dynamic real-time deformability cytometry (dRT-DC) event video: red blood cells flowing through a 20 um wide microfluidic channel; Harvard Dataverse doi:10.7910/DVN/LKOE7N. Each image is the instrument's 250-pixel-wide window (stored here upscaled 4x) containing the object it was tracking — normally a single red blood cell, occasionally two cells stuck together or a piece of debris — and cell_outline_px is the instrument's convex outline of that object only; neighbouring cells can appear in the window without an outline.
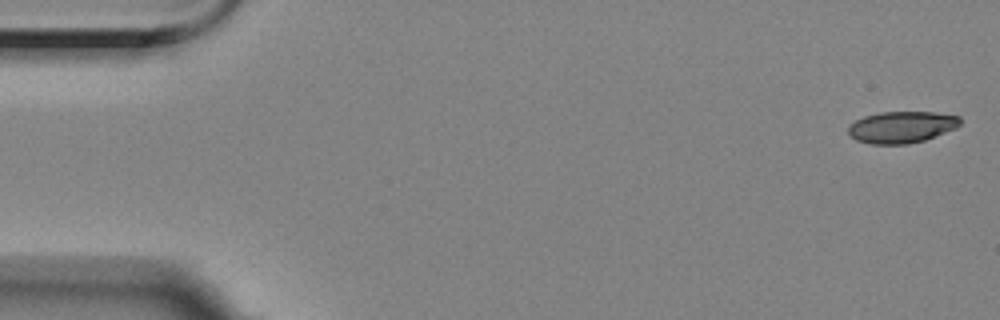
{"species": "Egyptian fruit bat (a non-hibernating species)", "species_latin": "Rousettus aegyptiacus", "temperature_condition": "room temperature", "stored_images_in_passage": 4, "camera_frame_rate_fps": 3000, "um_per_image_px": 0.085, "animal": {"sex": "female"}, "frame": {"image": 1, "passage_image": 1, "time_ms": 0.0, "image_size_px": [1000, 320], "cell_outline_px": [[960, 124], [956, 128], [924, 140], [908, 144], [872, 144], [856, 140], [848, 132], [848, 124], [864, 116], [880, 112], [936, 112], [960, 116]], "centroid_in_image_um": [76.63, 10.8], "position_along_channel_um": 8.4, "area_um2": 20.63}}
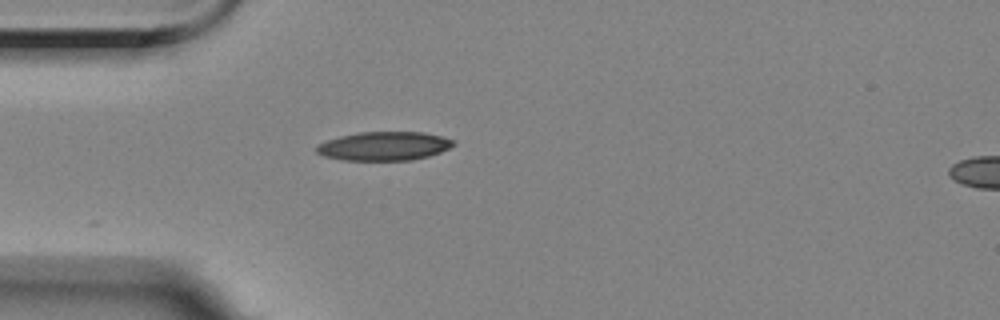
{"frame": {"image": 2, "passage_image": 4, "time_ms": 4.667, "image_size_px": [1000, 320], "cell_outline_px": [[456, 144], [440, 152], [428, 156], [412, 160], [344, 160], [324, 156], [316, 152], [316, 144], [340, 136], [360, 132], [424, 132], [440, 136], [452, 140]], "centroid_in_image_um": [32.62, 12.42], "position_along_channel_um": 52.4, "area_um2": 22.83}}